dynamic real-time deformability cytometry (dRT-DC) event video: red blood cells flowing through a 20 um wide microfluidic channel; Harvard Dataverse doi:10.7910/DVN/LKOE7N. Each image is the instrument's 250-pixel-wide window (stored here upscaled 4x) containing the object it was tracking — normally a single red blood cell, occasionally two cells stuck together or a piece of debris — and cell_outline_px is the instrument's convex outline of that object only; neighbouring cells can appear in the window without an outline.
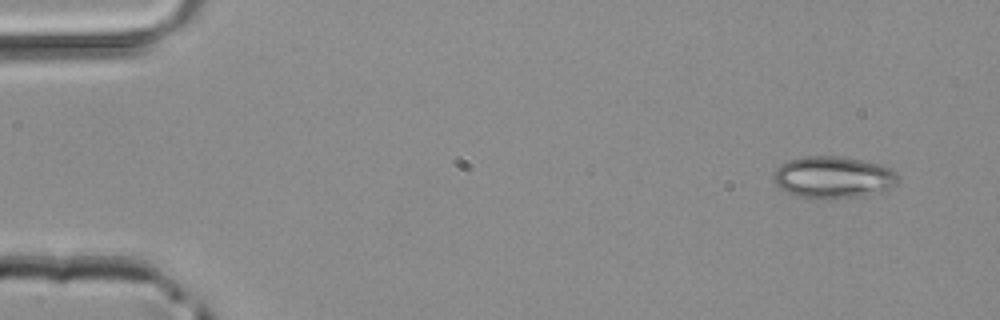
{"species": "common noctule bat (a hibernating species)", "species_latin": "Nyctalus noctula", "temperature_condition": "room temperature", "stored_images_in_passage": 4, "camera_frame_rate_fps": 3000, "um_per_image_px": 0.085, "animal": {"sex": "male", "body_mass_g": 20.4}, "frame": {"image": 1, "passage_image": 1, "time_ms": 0.0, "image_size_px": [1000, 320], "cell_outline_px": [[900, 180], [896, 184], [888, 188], [864, 196], [832, 200], [828, 200], [792, 196], [780, 188], [772, 180], [772, 176], [776, 168], [780, 164], [788, 160], [804, 156], [840, 156], [884, 164], [892, 168], [900, 176]], "centroid_in_image_um": [70.81, 15.08], "position_along_channel_um": 14.2, "area_um2": 31.27}}